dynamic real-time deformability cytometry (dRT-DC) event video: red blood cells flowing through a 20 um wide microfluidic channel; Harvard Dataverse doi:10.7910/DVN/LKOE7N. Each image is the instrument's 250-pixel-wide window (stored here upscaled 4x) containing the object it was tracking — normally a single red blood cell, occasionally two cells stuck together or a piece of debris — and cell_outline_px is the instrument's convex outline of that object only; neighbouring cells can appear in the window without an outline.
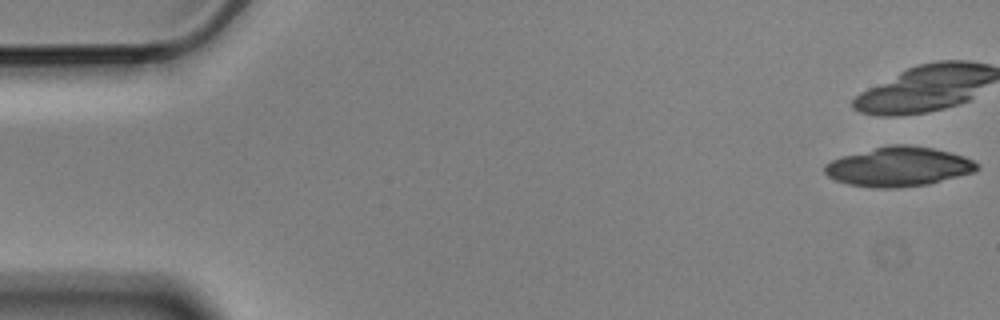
{"species": "Egyptian fruit bat (a non-hibernating species)", "species_latin": "Rousettus aegyptiacus", "temperature_condition": "cold", "stored_images_in_passage": 6, "camera_frame_rate_fps": 3000, "um_per_image_px": 0.085, "animal": {"sex": "male"}, "frame": {"image": 1, "passage_image": 1, "time_ms": 0.0, "image_size_px": [1000, 320], "cell_outline_px": [[980, 168], [972, 172], [928, 184], [896, 188], [872, 188], [848, 184], [836, 180], [828, 176], [824, 172], [824, 164], [840, 156], [892, 144], [908, 144], [932, 148], [952, 152], [964, 156], [980, 164]], "centroid_in_image_um": [76.37, 14.16], "position_along_channel_um": 8.6, "area_um2": 35.03}}